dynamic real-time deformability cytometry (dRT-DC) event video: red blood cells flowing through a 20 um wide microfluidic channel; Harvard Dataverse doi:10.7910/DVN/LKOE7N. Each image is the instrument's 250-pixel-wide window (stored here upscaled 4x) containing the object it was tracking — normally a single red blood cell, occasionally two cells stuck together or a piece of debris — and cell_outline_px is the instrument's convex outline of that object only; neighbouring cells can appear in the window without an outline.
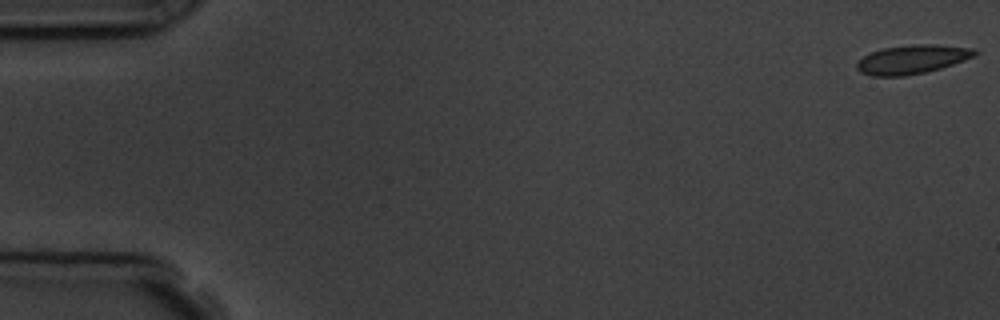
{"species": "common noctule bat (a hibernating species)", "species_latin": "Nyctalus noctula", "temperature_condition": "room temperature", "stored_images_in_passage": 6, "camera_frame_rate_fps": 3000, "um_per_image_px": 0.085, "animal": {"sex": "male", "body_mass_g": 19.5, "forearm_length_mm": 54.6}, "frame": {"image": 1, "passage_image": 1, "time_ms": 0.0, "image_size_px": [1000, 320], "cell_outline_px": [[980, 52], [976, 56], [940, 68], [924, 72], [904, 76], [872, 76], [860, 72], [856, 68], [856, 64], [864, 56], [872, 52], [884, 48], [920, 44], [936, 44], [976, 48]], "centroid_in_image_um": [77.58, 5.04], "position_along_channel_um": 7.4, "area_um2": 19.77}}
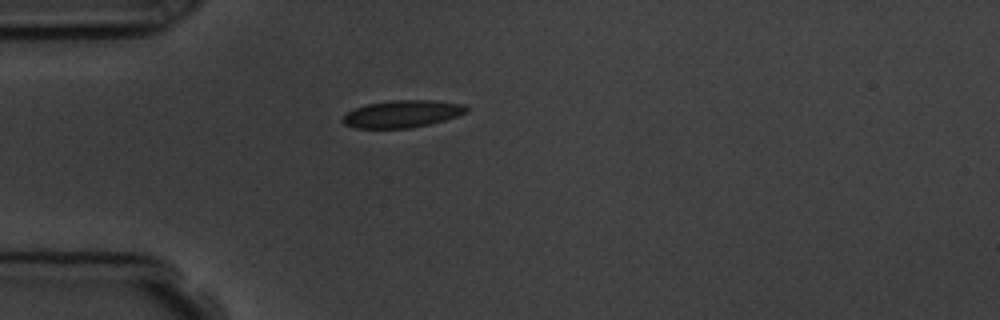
{"frame": {"image": 2, "passage_image": 5, "time_ms": 4.667, "image_size_px": [1000, 320], "cell_outline_px": [[468, 112], [444, 120], [428, 124], [408, 128], [356, 128], [344, 124], [340, 120], [348, 112], [356, 108], [368, 104], [392, 100], [432, 100], [464, 104], [468, 108]], "centroid_in_image_um": [34.19, 9.68], "position_along_channel_um": 50.8, "area_um2": 19.48}}